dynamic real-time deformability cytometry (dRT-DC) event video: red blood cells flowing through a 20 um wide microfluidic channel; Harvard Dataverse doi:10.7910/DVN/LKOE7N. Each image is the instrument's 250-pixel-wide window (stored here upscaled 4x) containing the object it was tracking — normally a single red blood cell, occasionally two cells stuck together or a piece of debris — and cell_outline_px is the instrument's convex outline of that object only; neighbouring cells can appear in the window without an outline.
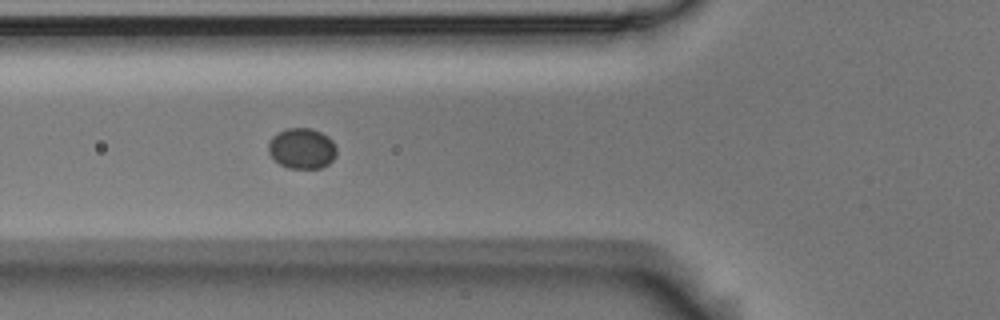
{"species": "Egyptian fruit bat (a non-hibernating species)", "species_latin": "Rousettus aegyptiacus", "temperature_condition": "room temperature", "stored_images_in_passage": 5, "camera_frame_rate_fps": 3000, "um_per_image_px": 0.085, "animal": {"sex": "male"}, "frame": {"image": 1, "passage_image": 5, "time_ms": 1.333, "image_size_px": [1000, 320], "cell_outline_px": [[336, 156], [328, 164], [320, 168], [288, 168], [280, 164], [268, 152], [268, 144], [272, 136], [288, 128], [312, 128], [328, 136], [332, 140], [336, 148]], "centroid_in_image_um": [25.67, 12.61], "position_along_channel_um": 100.1, "area_um2": 16.07}}